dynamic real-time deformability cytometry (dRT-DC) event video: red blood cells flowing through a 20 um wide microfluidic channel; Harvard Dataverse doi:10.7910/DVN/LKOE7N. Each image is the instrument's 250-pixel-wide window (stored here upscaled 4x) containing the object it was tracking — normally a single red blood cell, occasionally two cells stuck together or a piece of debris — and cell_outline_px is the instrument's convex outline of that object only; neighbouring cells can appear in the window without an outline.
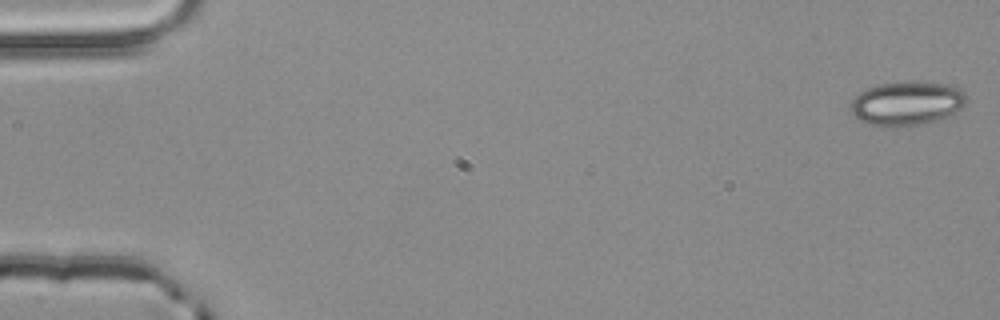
{"species": "common noctule bat (a hibernating species)", "species_latin": "Nyctalus noctula", "temperature_condition": "room temperature", "stored_images_in_passage": 4, "segment_of_instrument_passage": [1, 2], "camera_frame_rate_fps": 3000, "um_per_image_px": 0.085, "animal": {"sex": "male", "body_mass_g": 20.4}, "frame": {"image": 1, "passage_image": 1, "time_ms": 0.0, "image_size_px": [1000, 320], "cell_outline_px": [[964, 104], [952, 116], [936, 120], [916, 124], [868, 124], [856, 116], [852, 112], [852, 100], [860, 92], [868, 88], [880, 84], [908, 80], [912, 80], [944, 84], [960, 88], [964, 92]], "centroid_in_image_um": [77.12, 8.73], "position_along_channel_um": 7.9, "area_um2": 28.9}}
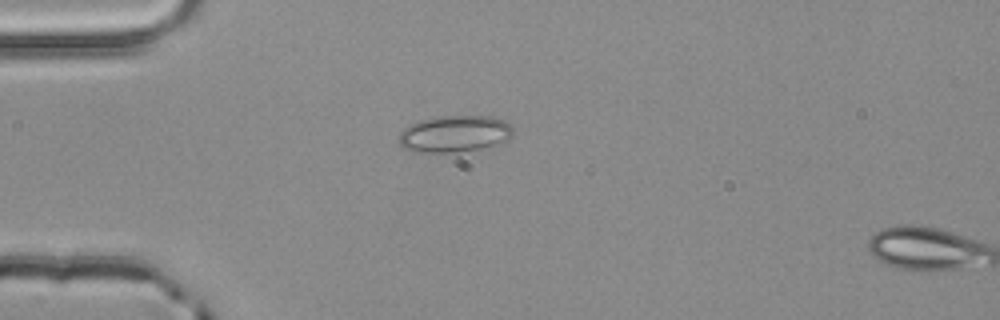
{"frame": {"image": 2, "passage_image": 3, "time_ms": 0.667, "image_size_px": [1000, 320], "cell_outline_px": [[512, 136], [504, 140], [480, 148], [456, 152], [416, 152], [404, 148], [400, 144], [400, 132], [408, 124], [420, 120], [440, 116], [492, 116], [504, 120], [512, 124]], "centroid_in_image_um": [38.61, 11.35], "position_along_channel_um": 46.4, "area_um2": 24.22}}